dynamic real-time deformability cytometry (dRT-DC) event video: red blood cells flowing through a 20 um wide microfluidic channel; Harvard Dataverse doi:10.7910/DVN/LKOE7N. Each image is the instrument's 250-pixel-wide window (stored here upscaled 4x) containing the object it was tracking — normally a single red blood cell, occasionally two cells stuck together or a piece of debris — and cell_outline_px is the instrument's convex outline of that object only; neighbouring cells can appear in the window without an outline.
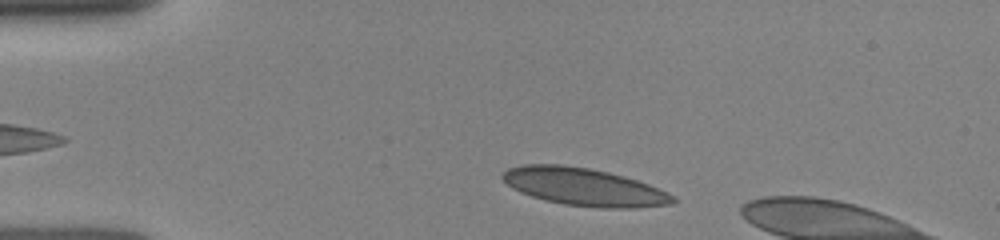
{"species": "human", "species_latin": "Homo sapiens", "temperature_condition": "room temperature", "stored_images_in_passage": 21, "camera_frame_rate_fps": 3000, "um_per_image_px": 0.085, "donor": {"sex": "female"}, "frame": {"image": 1, "passage_image": 1, "time_ms": 0.0, "image_size_px": [1000, 240], "cell_outline_px": [[676, 200], [668, 204], [632, 208], [600, 208], [564, 204], [544, 200], [520, 192], [512, 188], [500, 176], [508, 168], [524, 164], [560, 164], [588, 168], [608, 172], [624, 176], [648, 184], [672, 196]], "centroid_in_image_um": [49.57, 15.88], "position_along_channel_um": 35.4, "area_um2": 36.93}}
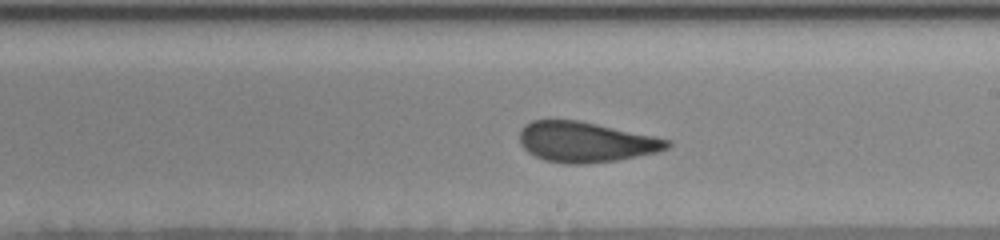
{"frame": {"image": 2, "passage_image": 12, "time_ms": 6.0, "image_size_px": [1000, 240], "cell_outline_px": [[672, 144], [668, 148], [656, 152], [616, 160], [580, 164], [564, 164], [544, 160], [528, 152], [520, 144], [520, 128], [524, 124], [532, 120], [580, 120], [672, 140]], "centroid_in_image_um": [49.76, 12.06], "position_along_channel_um": 239.2, "area_um2": 34.68}}
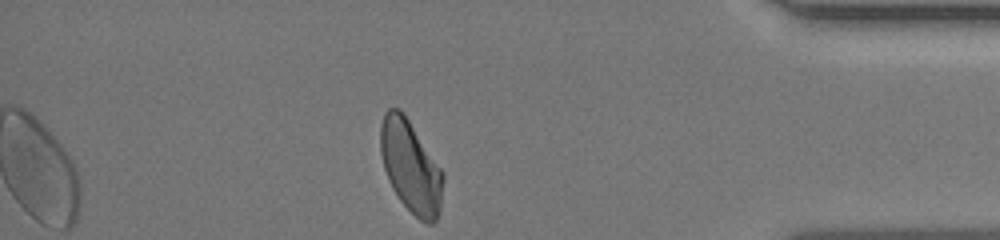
{"frame": {"image": 3, "passage_image": 20, "time_ms": 10.667, "image_size_px": [1000, 240], "cell_outline_px": [[444, 180], [440, 208], [436, 220], [432, 224], [428, 224], [420, 220], [400, 200], [392, 188], [388, 180], [384, 168], [380, 152], [380, 124], [384, 112], [388, 108], [400, 108], [444, 172]], "centroid_in_image_um": [34.9, 14.15], "position_along_channel_um": 400.3, "area_um2": 33.58}}